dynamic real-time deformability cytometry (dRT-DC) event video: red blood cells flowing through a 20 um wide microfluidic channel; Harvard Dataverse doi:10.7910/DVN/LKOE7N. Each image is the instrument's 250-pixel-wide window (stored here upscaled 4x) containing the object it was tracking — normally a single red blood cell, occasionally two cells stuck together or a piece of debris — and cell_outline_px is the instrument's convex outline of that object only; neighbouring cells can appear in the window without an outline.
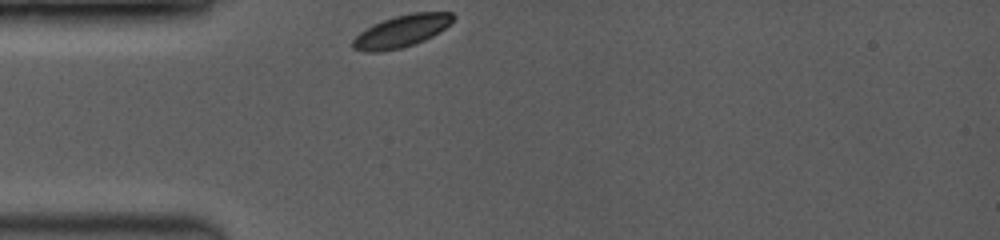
{"species": "common noctule bat (a hibernating species)", "species_latin": "Nyctalus noctula", "temperature_condition": "room temperature", "stored_images_in_passage": 19, "camera_frame_rate_fps": 3500, "um_per_image_px": 0.085, "animal": {"sex": "female", "body_mass_g": 19.0, "forearm_length_mm": 53.3}, "frame": {"image": 1, "passage_image": 1, "time_ms": 0.0, "image_size_px": [1000, 240], "cell_outline_px": [[456, 16], [440, 32], [416, 44], [400, 48], [380, 52], [364, 52], [352, 48], [352, 40], [360, 32], [372, 24], [396, 16], [412, 12], [452, 12]], "centroid_in_image_um": [34.11, 2.65], "position_along_channel_um": 50.9, "area_um2": 18.79}}
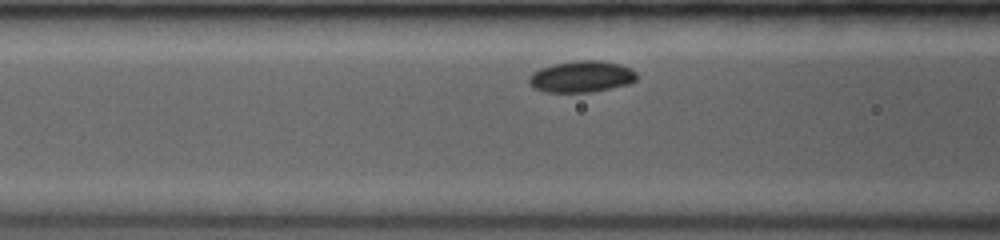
{"frame": {"image": 2, "passage_image": 10, "time_ms": 2.0, "image_size_px": [1000, 240], "cell_outline_px": [[636, 80], [628, 84], [592, 92], [544, 92], [532, 88], [528, 84], [528, 76], [532, 72], [540, 68], [552, 64], [576, 60], [600, 60], [620, 64], [636, 72]], "centroid_in_image_um": [49.36, 6.51], "position_along_channel_um": 117.2, "area_um2": 19.94}}
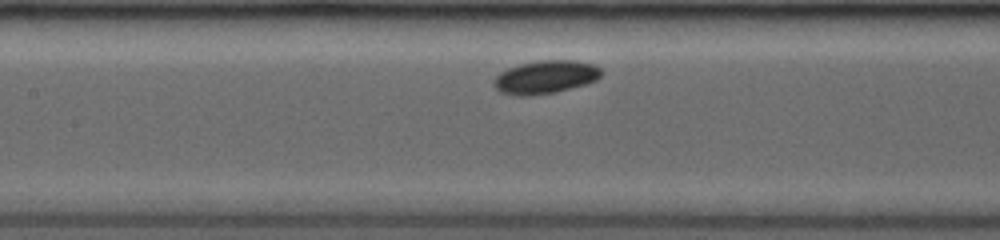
{"frame": {"image": 3, "passage_image": 16, "time_ms": 3.143, "image_size_px": [1000, 240], "cell_outline_px": [[604, 72], [596, 80], [584, 84], [556, 92], [528, 96], [516, 96], [500, 92], [492, 84], [492, 80], [500, 72], [508, 68], [520, 64], [536, 60], [576, 60], [592, 64], [600, 68]], "centroid_in_image_um": [46.33, 6.55], "position_along_channel_um": 161.1, "area_um2": 20.92}}